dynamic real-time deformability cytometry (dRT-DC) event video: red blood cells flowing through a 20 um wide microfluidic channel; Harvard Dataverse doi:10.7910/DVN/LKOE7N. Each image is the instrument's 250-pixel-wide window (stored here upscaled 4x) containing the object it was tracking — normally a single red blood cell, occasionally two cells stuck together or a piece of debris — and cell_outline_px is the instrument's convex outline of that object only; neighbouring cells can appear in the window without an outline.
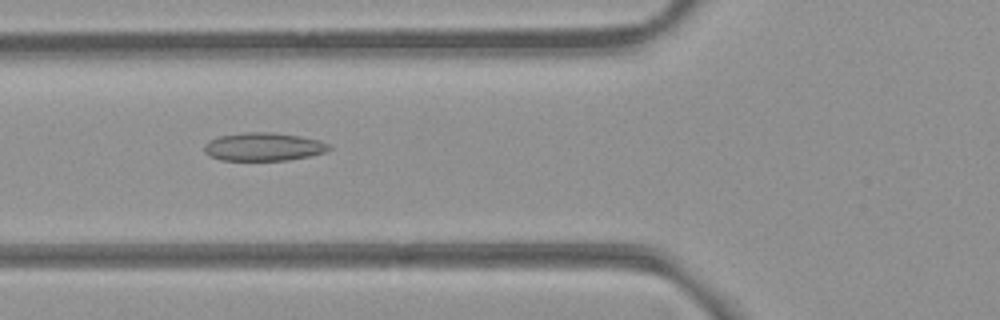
{"species": "common noctule bat (a hibernating species)", "species_latin": "Nyctalus noctula", "temperature_condition": "room temperature", "stored_images_in_passage": 52, "camera_frame_rate_fps": 3000, "um_per_image_px": 0.085, "animal": {"sex": "female", "body_mass_g": 21.9}, "frame": {"image": 1, "passage_image": 19, "time_ms": 6.0, "image_size_px": [1000, 320], "cell_outline_px": [[332, 148], [324, 152], [308, 156], [288, 160], [220, 160], [204, 152], [204, 144], [208, 140], [216, 136], [244, 132], [272, 132], [300, 136], [320, 140], [328, 144]], "centroid_in_image_um": [22.36, 12.46], "position_along_channel_um": 103.4, "area_um2": 20.58}}
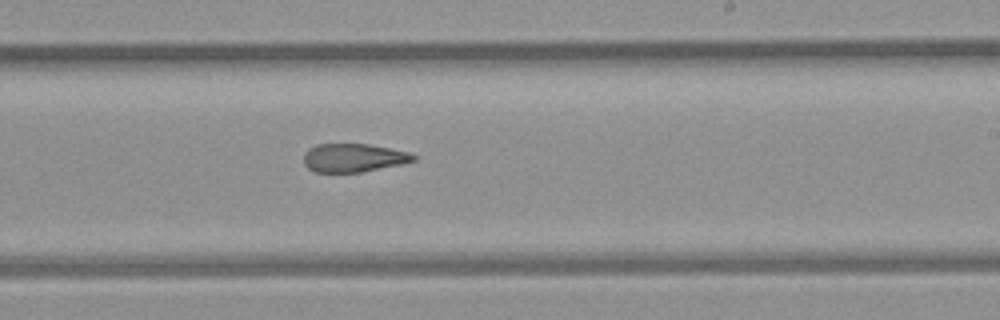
{"frame": {"image": 2, "passage_image": 31, "time_ms": 10.0, "image_size_px": [1000, 320], "cell_outline_px": [[416, 160], [400, 164], [360, 172], [316, 172], [308, 168], [304, 164], [304, 152], [308, 148], [316, 144], [368, 144], [408, 152], [416, 156]], "centroid_in_image_um": [30.0, 13.41], "position_along_channel_um": 259.0, "area_um2": 18.03}}
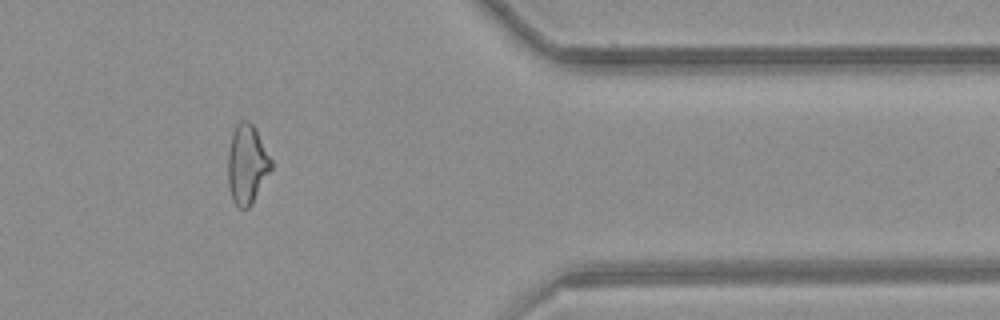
{"frame": {"image": 3, "passage_image": 43, "time_ms": 14.0, "image_size_px": [1000, 320], "cell_outline_px": [[272, 168], [252, 204], [248, 208], [240, 208], [232, 200], [228, 184], [228, 152], [232, 132], [236, 124], [240, 120], [248, 120], [256, 128], [272, 160]], "centroid_in_image_um": [20.99, 13.94], "position_along_channel_um": 390.4, "area_um2": 20.11}, "authors_computed_cell_mechanics": {"area_um2": 20.5479, "velocity_mm_per_s": 3.8741, "shape_relaxation_time_tau1_ms": null, "shape_relaxation_time_tau2_ms": 3.8318, "deformation_change_tau1": null, "deformation_change_tau2": 0.12}}